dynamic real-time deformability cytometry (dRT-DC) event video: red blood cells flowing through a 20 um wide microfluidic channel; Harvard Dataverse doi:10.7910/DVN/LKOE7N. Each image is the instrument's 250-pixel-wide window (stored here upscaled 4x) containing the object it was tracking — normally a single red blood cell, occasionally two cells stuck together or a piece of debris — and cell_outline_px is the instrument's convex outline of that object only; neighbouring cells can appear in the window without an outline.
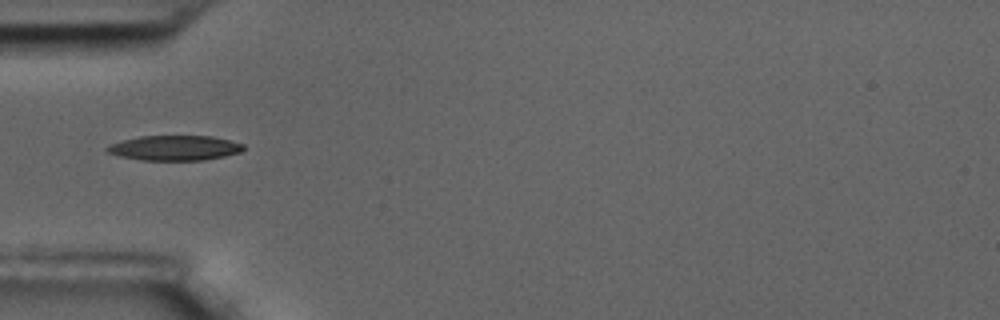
{"species": "common noctule bat (a hibernating species)", "species_latin": "Nyctalus noctula", "temperature_condition": "room temperature", "stored_images_in_passage": 3, "camera_frame_rate_fps": 3000, "um_per_image_px": 0.085, "animal": {"sex": "male", "body_mass_g": 17.5, "forearm_length_mm": 52.3}, "frame": {"image": 1, "passage_image": 3, "time_ms": 0.667, "image_size_px": [1000, 320], "cell_outline_px": [[244, 148], [240, 152], [224, 156], [204, 160], [140, 160], [120, 156], [108, 152], [104, 148], [108, 144], [140, 136], [212, 136], [244, 144]], "centroid_in_image_um": [14.82, 12.57], "position_along_channel_um": 70.2, "area_um2": 19.77}}